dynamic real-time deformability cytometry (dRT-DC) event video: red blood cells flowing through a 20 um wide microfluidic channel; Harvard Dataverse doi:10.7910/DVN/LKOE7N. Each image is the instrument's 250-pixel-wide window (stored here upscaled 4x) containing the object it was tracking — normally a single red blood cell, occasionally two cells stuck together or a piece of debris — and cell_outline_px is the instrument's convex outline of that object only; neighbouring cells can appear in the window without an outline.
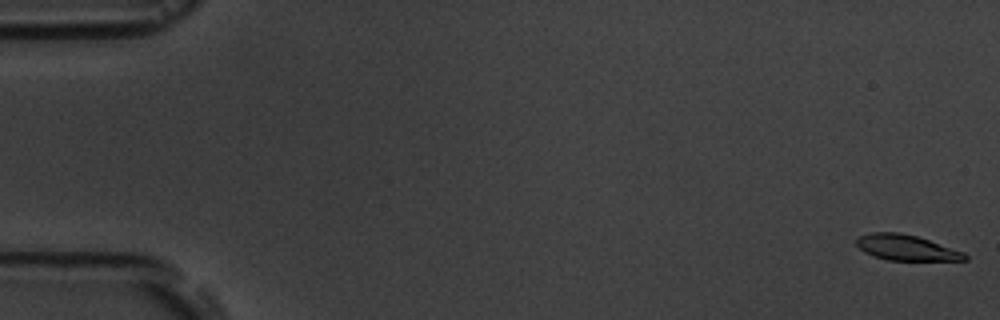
{"species": "common noctule bat (a hibernating species)", "species_latin": "Nyctalus noctula", "temperature_condition": "room temperature", "stored_images_in_passage": 12, "camera_frame_rate_fps": 3000, "um_per_image_px": 0.085, "animal": {"sex": "male", "body_mass_g": 19.5, "forearm_length_mm": 54.6}, "frame": {"image": 1, "passage_image": 1, "time_ms": 0.0, "image_size_px": [1000, 320], "cell_outline_px": [[968, 260], [888, 260], [864, 252], [856, 244], [856, 240], [860, 236], [872, 232], [900, 232], [916, 236], [964, 252], [968, 256]], "centroid_in_image_um": [77.03, 21.04], "position_along_channel_um": 8.0, "area_um2": 15.9}}
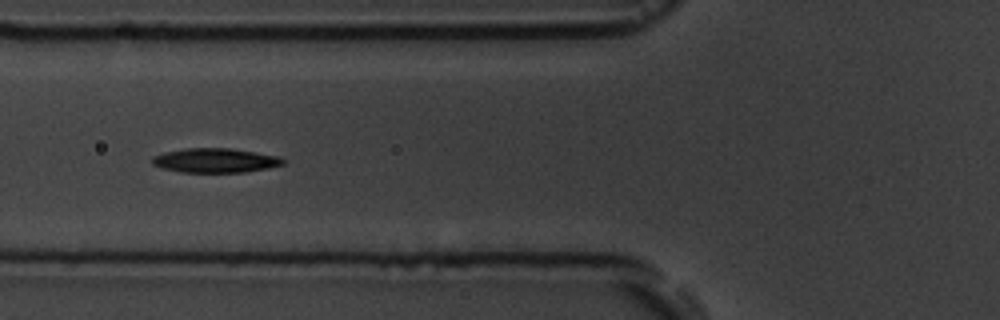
{"frame": {"image": 2, "passage_image": 7, "time_ms": 6.667, "image_size_px": [1000, 320], "cell_outline_px": [[284, 164], [268, 168], [244, 172], [180, 172], [160, 168], [152, 164], [152, 156], [164, 152], [184, 148], [232, 148], [256, 152], [276, 156], [284, 160]], "centroid_in_image_um": [18.24, 13.63], "position_along_channel_um": 107.6, "area_um2": 18.61}}
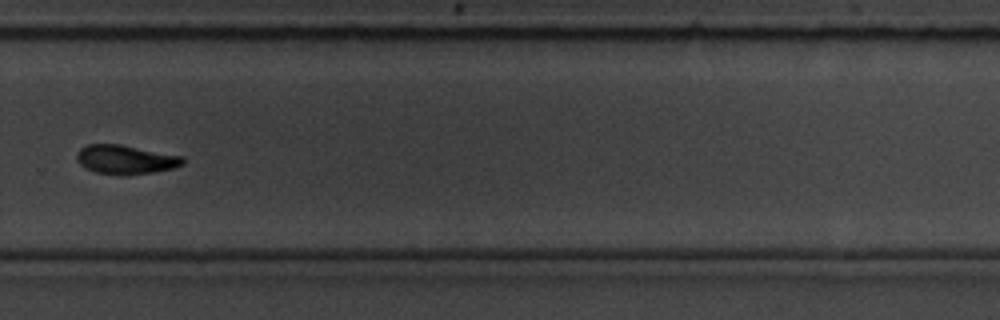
{"frame": {"image": 3, "passage_image": 12, "time_ms": 12.333, "image_size_px": [1000, 320], "cell_outline_px": [[184, 164], [172, 168], [152, 172], [128, 176], [96, 172], [84, 168], [76, 160], [76, 152], [80, 148], [88, 144], [120, 144], [184, 156]], "centroid_in_image_um": [10.65, 13.56], "position_along_channel_um": 319.1, "area_um2": 18.15}}